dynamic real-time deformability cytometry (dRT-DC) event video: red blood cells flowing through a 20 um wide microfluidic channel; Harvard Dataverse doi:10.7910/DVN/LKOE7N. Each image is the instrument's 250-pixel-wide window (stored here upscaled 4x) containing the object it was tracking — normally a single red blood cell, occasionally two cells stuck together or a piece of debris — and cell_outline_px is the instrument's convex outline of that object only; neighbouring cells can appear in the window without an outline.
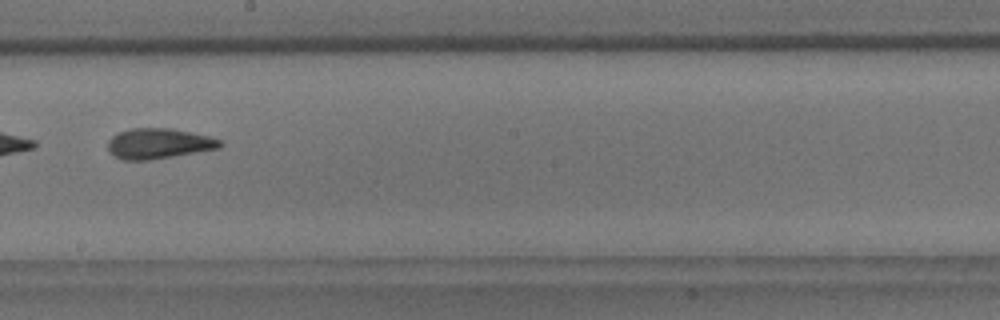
{"species": "common noctule bat (a hibernating species)", "species_latin": "Nyctalus noctula", "temperature_condition": "room temperature", "stored_images_in_passage": 5, "camera_frame_rate_fps": 3000, "um_per_image_px": 0.085, "animal": {"sex": "male", "body_mass_g": 18.8}, "frame": {"image": 1, "passage_image": 5, "time_ms": 4.333, "image_size_px": [1000, 320], "cell_outline_px": [[224, 144], [220, 148], [148, 160], [120, 160], [108, 152], [108, 140], [112, 136], [120, 132], [132, 128], [172, 128], [208, 136], [224, 140]], "centroid_in_image_um": [13.49, 12.2], "position_along_channel_um": 234.7, "area_um2": 19.94}}